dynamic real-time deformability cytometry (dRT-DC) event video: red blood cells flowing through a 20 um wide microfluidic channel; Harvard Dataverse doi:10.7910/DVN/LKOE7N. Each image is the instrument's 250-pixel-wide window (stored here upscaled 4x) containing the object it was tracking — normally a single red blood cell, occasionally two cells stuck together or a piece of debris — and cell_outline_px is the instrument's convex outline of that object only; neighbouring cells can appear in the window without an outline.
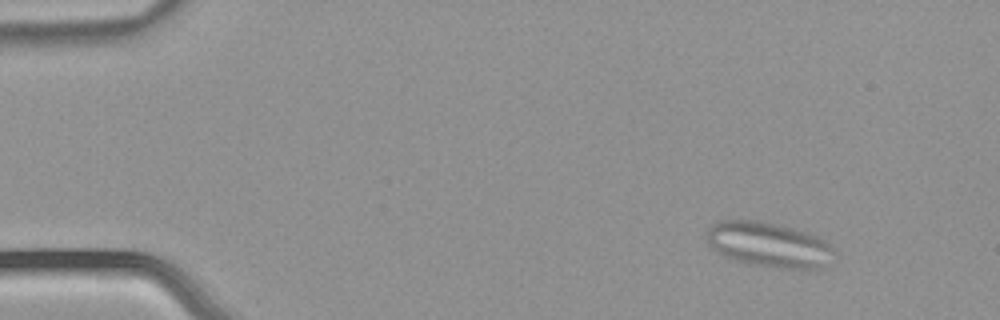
{"species": "common noctule bat (a hibernating species)", "species_latin": "Nyctalus noctula", "temperature_condition": "warm", "stored_images_in_passage": 3, "camera_frame_rate_fps": 3000, "um_per_image_px": 0.085, "animal": {"sex": "male", "body_mass_g": 21.5, "forearm_length_mm": 52.0}, "frame": {"image": 1, "passage_image": 1, "time_ms": 0.0, "image_size_px": [1000, 320], "cell_outline_px": [[836, 252], [824, 268], [780, 268], [744, 264], [724, 256], [716, 252], [708, 244], [704, 236], [708, 228], [712, 224], [720, 220], [760, 220], [804, 232], [816, 236], [832, 244]], "centroid_in_image_um": [65.31, 20.81], "position_along_channel_um": 19.7, "area_um2": 33.76}}
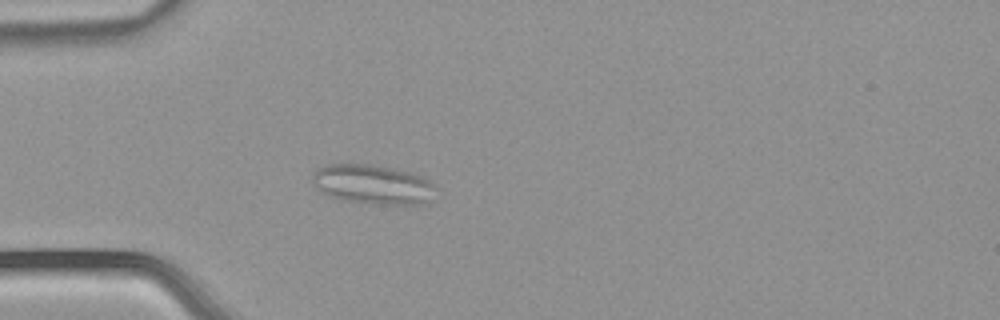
{"frame": {"image": 2, "passage_image": 3, "time_ms": 0.667, "image_size_px": [1000, 320], "cell_outline_px": [[436, 188], [428, 204], [380, 204], [340, 200], [320, 192], [312, 184], [312, 176], [316, 168], [328, 164], [372, 164], [392, 168], [408, 172], [420, 176], [436, 184]], "centroid_in_image_um": [31.66, 15.68], "position_along_channel_um": 53.3, "area_um2": 28.61}}